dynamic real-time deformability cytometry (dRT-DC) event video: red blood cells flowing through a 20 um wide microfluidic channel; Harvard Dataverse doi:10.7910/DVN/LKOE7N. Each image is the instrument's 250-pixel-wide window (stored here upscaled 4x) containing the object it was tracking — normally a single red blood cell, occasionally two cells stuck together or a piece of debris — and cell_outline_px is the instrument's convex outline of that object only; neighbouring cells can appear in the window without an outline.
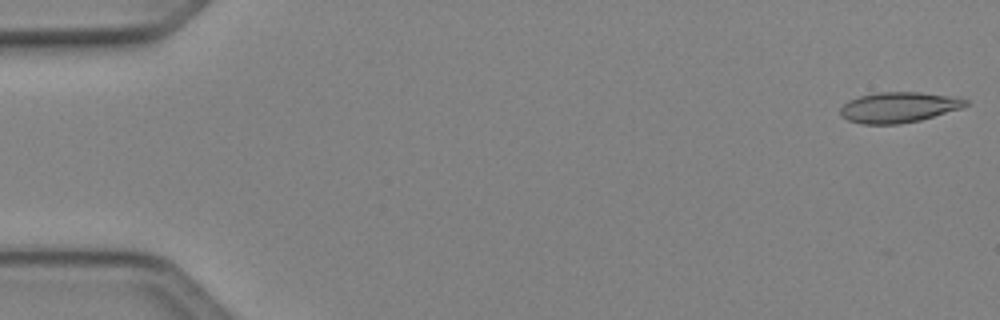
{"species": "Egyptian fruit bat (a non-hibernating species)", "species_latin": "Rousettus aegyptiacus", "temperature_condition": "cold", "stored_images_in_passage": 6, "camera_frame_rate_fps": 3000, "um_per_image_px": 0.085, "animal": {"sex": "female"}, "frame": {"image": 1, "passage_image": 1, "time_ms": 0.0, "image_size_px": [1000, 320], "cell_outline_px": [[968, 104], [964, 108], [920, 120], [900, 124], [860, 124], [848, 120], [840, 116], [840, 108], [848, 100], [860, 96], [876, 92], [920, 92], [960, 96], [968, 100]], "centroid_in_image_um": [76.44, 9.11], "position_along_channel_um": 8.6, "area_um2": 22.72}}